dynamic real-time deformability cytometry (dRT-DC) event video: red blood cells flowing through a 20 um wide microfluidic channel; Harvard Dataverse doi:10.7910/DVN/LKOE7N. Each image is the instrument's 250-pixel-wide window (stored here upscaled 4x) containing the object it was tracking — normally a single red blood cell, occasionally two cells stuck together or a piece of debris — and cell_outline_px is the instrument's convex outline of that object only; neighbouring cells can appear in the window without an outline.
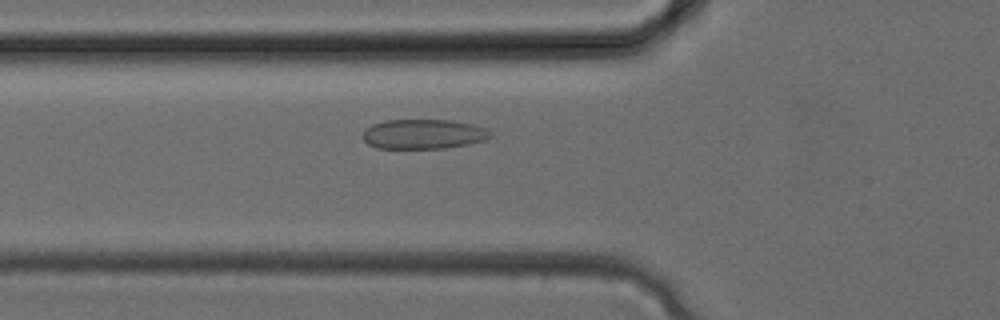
{"species": "common noctule bat (a hibernating species)", "species_latin": "Nyctalus noctula", "temperature_condition": "cold", "stored_images_in_passage": 31, "camera_frame_rate_fps": 3000, "um_per_image_px": 0.085, "animal": {"sex": "female", "body_mass_g": 24.6, "forearm_length_mm": 56.2}, "frame": {"image": 1, "passage_image": 12, "time_ms": 3.667, "image_size_px": [1000, 320], "cell_outline_px": [[492, 136], [488, 140], [468, 144], [444, 148], [376, 148], [368, 144], [360, 136], [364, 128], [372, 124], [384, 120], [452, 120], [472, 124], [484, 128]], "centroid_in_image_um": [35.94, 11.39], "position_along_channel_um": 89.9, "area_um2": 22.25}}
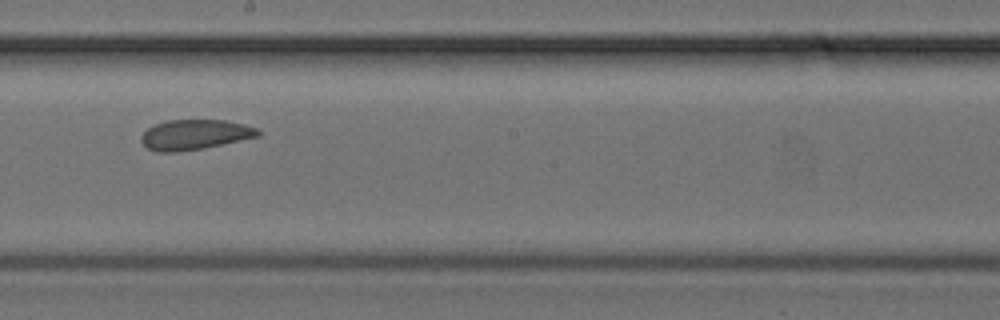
{"frame": {"image": 2, "passage_image": 19, "time_ms": 6.0, "image_size_px": [1000, 320], "cell_outline_px": [[260, 136], [204, 148], [176, 152], [156, 152], [148, 148], [140, 140], [140, 136], [148, 128], [156, 124], [168, 120], [224, 120], [244, 124], [256, 128], [260, 132]], "centroid_in_image_um": [16.55, 11.45], "position_along_channel_um": 231.7, "area_um2": 20.4}}
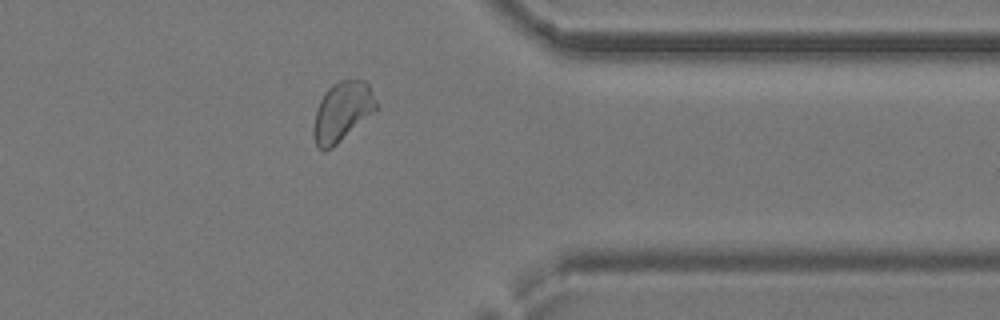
{"frame": {"image": 3, "passage_image": 27, "time_ms": 8.667, "image_size_px": [1000, 320], "cell_outline_px": [[376, 108], [372, 112], [332, 148], [324, 152], [316, 148], [312, 136], [312, 128], [316, 108], [324, 92], [332, 84], [340, 80], [364, 80], [368, 84], [376, 100]], "centroid_in_image_um": [29.01, 9.51], "position_along_channel_um": 382.4, "area_um2": 21.62}}